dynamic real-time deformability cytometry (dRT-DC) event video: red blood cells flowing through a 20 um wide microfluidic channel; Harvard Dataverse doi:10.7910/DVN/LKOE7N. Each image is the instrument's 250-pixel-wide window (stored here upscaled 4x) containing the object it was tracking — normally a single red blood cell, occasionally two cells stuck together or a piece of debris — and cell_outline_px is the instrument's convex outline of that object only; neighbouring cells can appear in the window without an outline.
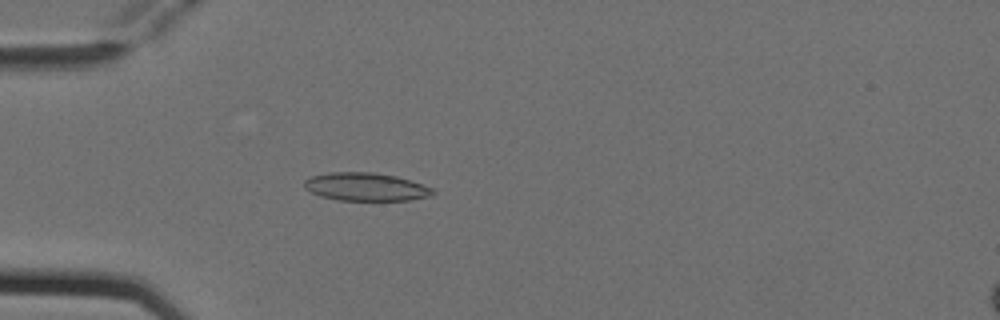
{"species": "Egyptian fruit bat (a non-hibernating species)", "species_latin": "Rousettus aegyptiacus", "temperature_condition": "cold", "stored_images_in_passage": 5, "segment_of_instrument_passage": [1, 2], "camera_frame_rate_fps": 3000, "um_per_image_px": 0.085, "animal": {"sex": "female"}, "frame": {"image": 1, "passage_image": 4, "time_ms": 1.0, "image_size_px": [1000, 320], "cell_outline_px": [[436, 192], [432, 196], [408, 200], [340, 200], [320, 196], [304, 188], [304, 180], [312, 176], [328, 172], [372, 172], [396, 176], [432, 188]], "centroid_in_image_um": [31.08, 15.88], "position_along_channel_um": 53.9, "area_um2": 20.92}}